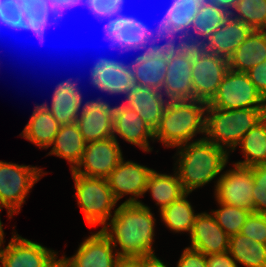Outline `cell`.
<instances>
[{
  "mask_svg": "<svg viewBox=\"0 0 266 267\" xmlns=\"http://www.w3.org/2000/svg\"><path fill=\"white\" fill-rule=\"evenodd\" d=\"M42 173L37 167L0 161V205L7 209L10 218L19 213L30 188Z\"/></svg>",
  "mask_w": 266,
  "mask_h": 267,
  "instance_id": "obj_11",
  "label": "cell"
},
{
  "mask_svg": "<svg viewBox=\"0 0 266 267\" xmlns=\"http://www.w3.org/2000/svg\"><path fill=\"white\" fill-rule=\"evenodd\" d=\"M240 233L261 244H266V214L251 212Z\"/></svg>",
  "mask_w": 266,
  "mask_h": 267,
  "instance_id": "obj_37",
  "label": "cell"
},
{
  "mask_svg": "<svg viewBox=\"0 0 266 267\" xmlns=\"http://www.w3.org/2000/svg\"><path fill=\"white\" fill-rule=\"evenodd\" d=\"M207 267H238L235 259L228 253H217L206 256Z\"/></svg>",
  "mask_w": 266,
  "mask_h": 267,
  "instance_id": "obj_40",
  "label": "cell"
},
{
  "mask_svg": "<svg viewBox=\"0 0 266 267\" xmlns=\"http://www.w3.org/2000/svg\"><path fill=\"white\" fill-rule=\"evenodd\" d=\"M191 246L204 255L228 252L230 236L218 225L213 214H197L190 233Z\"/></svg>",
  "mask_w": 266,
  "mask_h": 267,
  "instance_id": "obj_20",
  "label": "cell"
},
{
  "mask_svg": "<svg viewBox=\"0 0 266 267\" xmlns=\"http://www.w3.org/2000/svg\"><path fill=\"white\" fill-rule=\"evenodd\" d=\"M90 81L102 92L124 94L125 97L135 86L129 64H107L91 73Z\"/></svg>",
  "mask_w": 266,
  "mask_h": 267,
  "instance_id": "obj_27",
  "label": "cell"
},
{
  "mask_svg": "<svg viewBox=\"0 0 266 267\" xmlns=\"http://www.w3.org/2000/svg\"><path fill=\"white\" fill-rule=\"evenodd\" d=\"M56 256L54 250L24 239L12 236L11 241L0 251L1 267H44Z\"/></svg>",
  "mask_w": 266,
  "mask_h": 267,
  "instance_id": "obj_18",
  "label": "cell"
},
{
  "mask_svg": "<svg viewBox=\"0 0 266 267\" xmlns=\"http://www.w3.org/2000/svg\"><path fill=\"white\" fill-rule=\"evenodd\" d=\"M141 267H167L160 259L154 254L145 255L141 257Z\"/></svg>",
  "mask_w": 266,
  "mask_h": 267,
  "instance_id": "obj_42",
  "label": "cell"
},
{
  "mask_svg": "<svg viewBox=\"0 0 266 267\" xmlns=\"http://www.w3.org/2000/svg\"><path fill=\"white\" fill-rule=\"evenodd\" d=\"M207 105L227 110L266 108V100L257 91L247 73L228 69L216 94Z\"/></svg>",
  "mask_w": 266,
  "mask_h": 267,
  "instance_id": "obj_10",
  "label": "cell"
},
{
  "mask_svg": "<svg viewBox=\"0 0 266 267\" xmlns=\"http://www.w3.org/2000/svg\"><path fill=\"white\" fill-rule=\"evenodd\" d=\"M253 179L254 212L266 214V163L253 166Z\"/></svg>",
  "mask_w": 266,
  "mask_h": 267,
  "instance_id": "obj_36",
  "label": "cell"
},
{
  "mask_svg": "<svg viewBox=\"0 0 266 267\" xmlns=\"http://www.w3.org/2000/svg\"><path fill=\"white\" fill-rule=\"evenodd\" d=\"M2 208H3V206L0 205V211H1ZM0 237L2 239H4V231H3V225H2L1 219H0Z\"/></svg>",
  "mask_w": 266,
  "mask_h": 267,
  "instance_id": "obj_47",
  "label": "cell"
},
{
  "mask_svg": "<svg viewBox=\"0 0 266 267\" xmlns=\"http://www.w3.org/2000/svg\"><path fill=\"white\" fill-rule=\"evenodd\" d=\"M115 247L109 238L99 230L79 246L72 257L66 258L68 267H116L121 260L113 253Z\"/></svg>",
  "mask_w": 266,
  "mask_h": 267,
  "instance_id": "obj_19",
  "label": "cell"
},
{
  "mask_svg": "<svg viewBox=\"0 0 266 267\" xmlns=\"http://www.w3.org/2000/svg\"><path fill=\"white\" fill-rule=\"evenodd\" d=\"M54 3L66 4L69 0H51Z\"/></svg>",
  "mask_w": 266,
  "mask_h": 267,
  "instance_id": "obj_48",
  "label": "cell"
},
{
  "mask_svg": "<svg viewBox=\"0 0 266 267\" xmlns=\"http://www.w3.org/2000/svg\"><path fill=\"white\" fill-rule=\"evenodd\" d=\"M234 169L221 174L215 187L219 203L244 208L254 212L253 206V167L235 164Z\"/></svg>",
  "mask_w": 266,
  "mask_h": 267,
  "instance_id": "obj_14",
  "label": "cell"
},
{
  "mask_svg": "<svg viewBox=\"0 0 266 267\" xmlns=\"http://www.w3.org/2000/svg\"><path fill=\"white\" fill-rule=\"evenodd\" d=\"M71 172L75 181L77 202L87 224L90 227L97 224L104 226L110 220L111 209L117 203L107 179L79 175L73 170Z\"/></svg>",
  "mask_w": 266,
  "mask_h": 267,
  "instance_id": "obj_7",
  "label": "cell"
},
{
  "mask_svg": "<svg viewBox=\"0 0 266 267\" xmlns=\"http://www.w3.org/2000/svg\"><path fill=\"white\" fill-rule=\"evenodd\" d=\"M3 242H4V240L0 237V248H2V244H3ZM0 251H1V249H0Z\"/></svg>",
  "mask_w": 266,
  "mask_h": 267,
  "instance_id": "obj_49",
  "label": "cell"
},
{
  "mask_svg": "<svg viewBox=\"0 0 266 267\" xmlns=\"http://www.w3.org/2000/svg\"><path fill=\"white\" fill-rule=\"evenodd\" d=\"M116 267H141V257L136 259H121Z\"/></svg>",
  "mask_w": 266,
  "mask_h": 267,
  "instance_id": "obj_44",
  "label": "cell"
},
{
  "mask_svg": "<svg viewBox=\"0 0 266 267\" xmlns=\"http://www.w3.org/2000/svg\"><path fill=\"white\" fill-rule=\"evenodd\" d=\"M189 193H185L178 200L160 211L162 220L170 230L175 232L187 231L191 233L196 214L186 199Z\"/></svg>",
  "mask_w": 266,
  "mask_h": 267,
  "instance_id": "obj_33",
  "label": "cell"
},
{
  "mask_svg": "<svg viewBox=\"0 0 266 267\" xmlns=\"http://www.w3.org/2000/svg\"><path fill=\"white\" fill-rule=\"evenodd\" d=\"M266 116V108L220 109L207 105L204 137L225 149L235 147L244 135ZM224 145V146H223Z\"/></svg>",
  "mask_w": 266,
  "mask_h": 267,
  "instance_id": "obj_5",
  "label": "cell"
},
{
  "mask_svg": "<svg viewBox=\"0 0 266 267\" xmlns=\"http://www.w3.org/2000/svg\"><path fill=\"white\" fill-rule=\"evenodd\" d=\"M266 60V31L252 30L228 58L229 69L247 73L251 68Z\"/></svg>",
  "mask_w": 266,
  "mask_h": 267,
  "instance_id": "obj_26",
  "label": "cell"
},
{
  "mask_svg": "<svg viewBox=\"0 0 266 267\" xmlns=\"http://www.w3.org/2000/svg\"><path fill=\"white\" fill-rule=\"evenodd\" d=\"M101 99L83 104L76 121L87 143L113 137V107Z\"/></svg>",
  "mask_w": 266,
  "mask_h": 267,
  "instance_id": "obj_17",
  "label": "cell"
},
{
  "mask_svg": "<svg viewBox=\"0 0 266 267\" xmlns=\"http://www.w3.org/2000/svg\"><path fill=\"white\" fill-rule=\"evenodd\" d=\"M230 15L252 30H265L266 0H239Z\"/></svg>",
  "mask_w": 266,
  "mask_h": 267,
  "instance_id": "obj_34",
  "label": "cell"
},
{
  "mask_svg": "<svg viewBox=\"0 0 266 267\" xmlns=\"http://www.w3.org/2000/svg\"><path fill=\"white\" fill-rule=\"evenodd\" d=\"M238 145L246 160L235 164L253 167L266 163V116L244 135Z\"/></svg>",
  "mask_w": 266,
  "mask_h": 267,
  "instance_id": "obj_32",
  "label": "cell"
},
{
  "mask_svg": "<svg viewBox=\"0 0 266 267\" xmlns=\"http://www.w3.org/2000/svg\"><path fill=\"white\" fill-rule=\"evenodd\" d=\"M66 10V4L51 0H26L6 19L3 27L14 31H30L43 42L47 27L58 26Z\"/></svg>",
  "mask_w": 266,
  "mask_h": 267,
  "instance_id": "obj_9",
  "label": "cell"
},
{
  "mask_svg": "<svg viewBox=\"0 0 266 267\" xmlns=\"http://www.w3.org/2000/svg\"><path fill=\"white\" fill-rule=\"evenodd\" d=\"M229 13L204 1L192 21L188 35L180 42L184 45L201 46L204 41L229 17ZM196 35V36H195Z\"/></svg>",
  "mask_w": 266,
  "mask_h": 267,
  "instance_id": "obj_25",
  "label": "cell"
},
{
  "mask_svg": "<svg viewBox=\"0 0 266 267\" xmlns=\"http://www.w3.org/2000/svg\"><path fill=\"white\" fill-rule=\"evenodd\" d=\"M219 8L226 10L229 14L232 13L239 0H207Z\"/></svg>",
  "mask_w": 266,
  "mask_h": 267,
  "instance_id": "obj_43",
  "label": "cell"
},
{
  "mask_svg": "<svg viewBox=\"0 0 266 267\" xmlns=\"http://www.w3.org/2000/svg\"><path fill=\"white\" fill-rule=\"evenodd\" d=\"M77 5L87 7L95 18L104 24V37L110 42L111 48H117L122 52L134 50L136 45L143 39L142 32L137 28L136 17L125 15L122 8L112 6L105 0H69L67 9ZM107 64H126L123 61L100 57L91 68L90 74Z\"/></svg>",
  "mask_w": 266,
  "mask_h": 267,
  "instance_id": "obj_2",
  "label": "cell"
},
{
  "mask_svg": "<svg viewBox=\"0 0 266 267\" xmlns=\"http://www.w3.org/2000/svg\"><path fill=\"white\" fill-rule=\"evenodd\" d=\"M118 134L125 141L139 146L146 152H150L148 138L154 140V131L138 115L137 112L125 104L113 107V137Z\"/></svg>",
  "mask_w": 266,
  "mask_h": 267,
  "instance_id": "obj_21",
  "label": "cell"
},
{
  "mask_svg": "<svg viewBox=\"0 0 266 267\" xmlns=\"http://www.w3.org/2000/svg\"><path fill=\"white\" fill-rule=\"evenodd\" d=\"M229 69L228 59L193 46L192 85L194 100L208 103Z\"/></svg>",
  "mask_w": 266,
  "mask_h": 267,
  "instance_id": "obj_13",
  "label": "cell"
},
{
  "mask_svg": "<svg viewBox=\"0 0 266 267\" xmlns=\"http://www.w3.org/2000/svg\"><path fill=\"white\" fill-rule=\"evenodd\" d=\"M60 126L61 124L46 107H35L21 135L39 148H48L53 143Z\"/></svg>",
  "mask_w": 266,
  "mask_h": 267,
  "instance_id": "obj_29",
  "label": "cell"
},
{
  "mask_svg": "<svg viewBox=\"0 0 266 267\" xmlns=\"http://www.w3.org/2000/svg\"><path fill=\"white\" fill-rule=\"evenodd\" d=\"M163 96V93L157 89L134 86L125 97V105L137 112L155 131L168 103Z\"/></svg>",
  "mask_w": 266,
  "mask_h": 267,
  "instance_id": "obj_24",
  "label": "cell"
},
{
  "mask_svg": "<svg viewBox=\"0 0 266 267\" xmlns=\"http://www.w3.org/2000/svg\"><path fill=\"white\" fill-rule=\"evenodd\" d=\"M105 1L108 2L112 6H118L124 9L125 0H105Z\"/></svg>",
  "mask_w": 266,
  "mask_h": 267,
  "instance_id": "obj_46",
  "label": "cell"
},
{
  "mask_svg": "<svg viewBox=\"0 0 266 267\" xmlns=\"http://www.w3.org/2000/svg\"><path fill=\"white\" fill-rule=\"evenodd\" d=\"M178 147L179 166L176 173L186 193L213 180L228 162V151L204 137Z\"/></svg>",
  "mask_w": 266,
  "mask_h": 267,
  "instance_id": "obj_3",
  "label": "cell"
},
{
  "mask_svg": "<svg viewBox=\"0 0 266 267\" xmlns=\"http://www.w3.org/2000/svg\"><path fill=\"white\" fill-rule=\"evenodd\" d=\"M228 253L246 267H266V244L241 233L230 236Z\"/></svg>",
  "mask_w": 266,
  "mask_h": 267,
  "instance_id": "obj_30",
  "label": "cell"
},
{
  "mask_svg": "<svg viewBox=\"0 0 266 267\" xmlns=\"http://www.w3.org/2000/svg\"><path fill=\"white\" fill-rule=\"evenodd\" d=\"M87 142L75 123L64 124L54 137V145L49 153L66 159L71 164V171L80 163Z\"/></svg>",
  "mask_w": 266,
  "mask_h": 267,
  "instance_id": "obj_28",
  "label": "cell"
},
{
  "mask_svg": "<svg viewBox=\"0 0 266 267\" xmlns=\"http://www.w3.org/2000/svg\"><path fill=\"white\" fill-rule=\"evenodd\" d=\"M201 0H172L156 29L136 18L143 38L159 42H181L189 33L192 21L200 10ZM179 39V41L176 39Z\"/></svg>",
  "mask_w": 266,
  "mask_h": 267,
  "instance_id": "obj_6",
  "label": "cell"
},
{
  "mask_svg": "<svg viewBox=\"0 0 266 267\" xmlns=\"http://www.w3.org/2000/svg\"><path fill=\"white\" fill-rule=\"evenodd\" d=\"M193 46L167 42V71L162 88L167 100H194Z\"/></svg>",
  "mask_w": 266,
  "mask_h": 267,
  "instance_id": "obj_8",
  "label": "cell"
},
{
  "mask_svg": "<svg viewBox=\"0 0 266 267\" xmlns=\"http://www.w3.org/2000/svg\"><path fill=\"white\" fill-rule=\"evenodd\" d=\"M156 43L143 38L134 50L144 51L129 66L135 86L162 91L167 71V42Z\"/></svg>",
  "mask_w": 266,
  "mask_h": 267,
  "instance_id": "obj_12",
  "label": "cell"
},
{
  "mask_svg": "<svg viewBox=\"0 0 266 267\" xmlns=\"http://www.w3.org/2000/svg\"><path fill=\"white\" fill-rule=\"evenodd\" d=\"M247 75L257 91L266 100V60L251 68Z\"/></svg>",
  "mask_w": 266,
  "mask_h": 267,
  "instance_id": "obj_39",
  "label": "cell"
},
{
  "mask_svg": "<svg viewBox=\"0 0 266 267\" xmlns=\"http://www.w3.org/2000/svg\"><path fill=\"white\" fill-rule=\"evenodd\" d=\"M220 209L212 211L218 225L229 235L241 232L242 226L246 222L250 211L227 204L219 203Z\"/></svg>",
  "mask_w": 266,
  "mask_h": 267,
  "instance_id": "obj_35",
  "label": "cell"
},
{
  "mask_svg": "<svg viewBox=\"0 0 266 267\" xmlns=\"http://www.w3.org/2000/svg\"><path fill=\"white\" fill-rule=\"evenodd\" d=\"M26 0H0V26H4L8 19ZM0 27V28H1Z\"/></svg>",
  "mask_w": 266,
  "mask_h": 267,
  "instance_id": "obj_41",
  "label": "cell"
},
{
  "mask_svg": "<svg viewBox=\"0 0 266 267\" xmlns=\"http://www.w3.org/2000/svg\"><path fill=\"white\" fill-rule=\"evenodd\" d=\"M122 158L114 137L88 142L80 163L73 171L79 175L106 179Z\"/></svg>",
  "mask_w": 266,
  "mask_h": 267,
  "instance_id": "obj_15",
  "label": "cell"
},
{
  "mask_svg": "<svg viewBox=\"0 0 266 267\" xmlns=\"http://www.w3.org/2000/svg\"><path fill=\"white\" fill-rule=\"evenodd\" d=\"M175 174H160L153 170L149 175L145 192L150 191L160 211L186 193L176 171Z\"/></svg>",
  "mask_w": 266,
  "mask_h": 267,
  "instance_id": "obj_31",
  "label": "cell"
},
{
  "mask_svg": "<svg viewBox=\"0 0 266 267\" xmlns=\"http://www.w3.org/2000/svg\"><path fill=\"white\" fill-rule=\"evenodd\" d=\"M77 85L72 79L58 83L53 92L51 107L45 103L36 107H46L61 125L75 123L83 103V97Z\"/></svg>",
  "mask_w": 266,
  "mask_h": 267,
  "instance_id": "obj_22",
  "label": "cell"
},
{
  "mask_svg": "<svg viewBox=\"0 0 266 267\" xmlns=\"http://www.w3.org/2000/svg\"><path fill=\"white\" fill-rule=\"evenodd\" d=\"M252 29L231 15L201 45L210 53L229 58L244 42Z\"/></svg>",
  "mask_w": 266,
  "mask_h": 267,
  "instance_id": "obj_23",
  "label": "cell"
},
{
  "mask_svg": "<svg viewBox=\"0 0 266 267\" xmlns=\"http://www.w3.org/2000/svg\"><path fill=\"white\" fill-rule=\"evenodd\" d=\"M150 210L142 202L122 203L115 209L110 223L101 229L114 247L119 244L120 251L116 253L121 259L154 254L152 242L155 218Z\"/></svg>",
  "mask_w": 266,
  "mask_h": 267,
  "instance_id": "obj_1",
  "label": "cell"
},
{
  "mask_svg": "<svg viewBox=\"0 0 266 267\" xmlns=\"http://www.w3.org/2000/svg\"><path fill=\"white\" fill-rule=\"evenodd\" d=\"M57 255L48 262L44 267H68L66 257H62L57 260Z\"/></svg>",
  "mask_w": 266,
  "mask_h": 267,
  "instance_id": "obj_45",
  "label": "cell"
},
{
  "mask_svg": "<svg viewBox=\"0 0 266 267\" xmlns=\"http://www.w3.org/2000/svg\"><path fill=\"white\" fill-rule=\"evenodd\" d=\"M123 160L122 158L117 167L106 178L108 185L117 202L124 194H132L133 196L124 203H139L140 201L136 198L145 193L147 181L153 169L133 161L124 162Z\"/></svg>",
  "mask_w": 266,
  "mask_h": 267,
  "instance_id": "obj_16",
  "label": "cell"
},
{
  "mask_svg": "<svg viewBox=\"0 0 266 267\" xmlns=\"http://www.w3.org/2000/svg\"><path fill=\"white\" fill-rule=\"evenodd\" d=\"M207 103L201 100H170L162 114L154 139L166 147H178L205 133Z\"/></svg>",
  "mask_w": 266,
  "mask_h": 267,
  "instance_id": "obj_4",
  "label": "cell"
},
{
  "mask_svg": "<svg viewBox=\"0 0 266 267\" xmlns=\"http://www.w3.org/2000/svg\"><path fill=\"white\" fill-rule=\"evenodd\" d=\"M177 267H207L206 255L192 248H185Z\"/></svg>",
  "mask_w": 266,
  "mask_h": 267,
  "instance_id": "obj_38",
  "label": "cell"
}]
</instances>
